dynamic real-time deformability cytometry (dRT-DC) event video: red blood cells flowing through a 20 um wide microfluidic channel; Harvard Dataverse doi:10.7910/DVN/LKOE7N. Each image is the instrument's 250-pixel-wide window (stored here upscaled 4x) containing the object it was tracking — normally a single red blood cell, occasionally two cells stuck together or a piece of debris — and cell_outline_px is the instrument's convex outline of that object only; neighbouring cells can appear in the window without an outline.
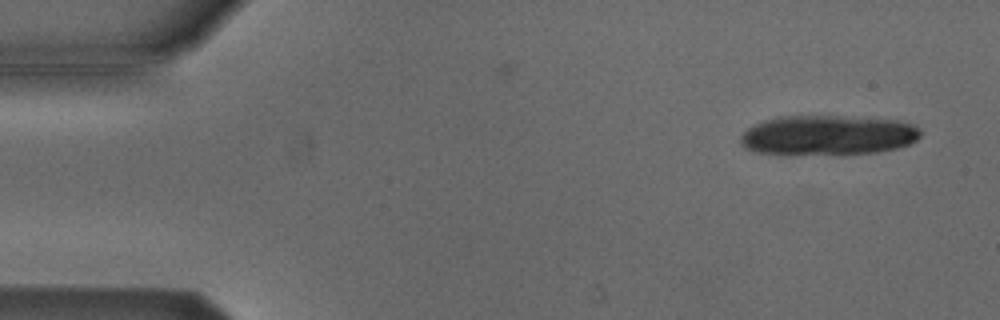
{"species": "Egyptian fruit bat (a non-hibernating species)", "species_latin": "Rousettus aegyptiacus", "temperature_condition": "cold", "stored_images_in_passage": 6, "camera_frame_rate_fps": 3000, "um_per_image_px": 0.085, "animal": {"sex": "male"}, "frame": {"image": 1, "passage_image": 2, "time_ms": 0.333, "image_size_px": [1000, 320], "cell_outline_px": [[920, 136], [916, 140], [908, 144], [896, 148], [876, 152], [776, 156], [756, 152], [744, 148], [740, 144], [740, 136], [748, 128], [764, 120], [784, 116], [836, 116], [896, 120], [912, 124], [920, 132]], "centroid_in_image_um": [70.26, 11.52], "position_along_channel_um": 14.7, "area_um2": 42.02}}